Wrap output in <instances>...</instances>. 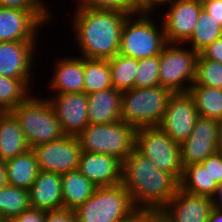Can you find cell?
<instances>
[{
	"instance_id": "28",
	"label": "cell",
	"mask_w": 222,
	"mask_h": 222,
	"mask_svg": "<svg viewBox=\"0 0 222 222\" xmlns=\"http://www.w3.org/2000/svg\"><path fill=\"white\" fill-rule=\"evenodd\" d=\"M33 85L32 79H14L0 75V112H10L26 100Z\"/></svg>"
},
{
	"instance_id": "35",
	"label": "cell",
	"mask_w": 222,
	"mask_h": 222,
	"mask_svg": "<svg viewBox=\"0 0 222 222\" xmlns=\"http://www.w3.org/2000/svg\"><path fill=\"white\" fill-rule=\"evenodd\" d=\"M43 0H0V7L15 10H50Z\"/></svg>"
},
{
	"instance_id": "48",
	"label": "cell",
	"mask_w": 222,
	"mask_h": 222,
	"mask_svg": "<svg viewBox=\"0 0 222 222\" xmlns=\"http://www.w3.org/2000/svg\"><path fill=\"white\" fill-rule=\"evenodd\" d=\"M0 222H10V221L0 218Z\"/></svg>"
},
{
	"instance_id": "47",
	"label": "cell",
	"mask_w": 222,
	"mask_h": 222,
	"mask_svg": "<svg viewBox=\"0 0 222 222\" xmlns=\"http://www.w3.org/2000/svg\"><path fill=\"white\" fill-rule=\"evenodd\" d=\"M119 222H138V209L126 219Z\"/></svg>"
},
{
	"instance_id": "36",
	"label": "cell",
	"mask_w": 222,
	"mask_h": 222,
	"mask_svg": "<svg viewBox=\"0 0 222 222\" xmlns=\"http://www.w3.org/2000/svg\"><path fill=\"white\" fill-rule=\"evenodd\" d=\"M201 164L208 169L211 178L219 185L222 184V152L218 151L210 155Z\"/></svg>"
},
{
	"instance_id": "25",
	"label": "cell",
	"mask_w": 222,
	"mask_h": 222,
	"mask_svg": "<svg viewBox=\"0 0 222 222\" xmlns=\"http://www.w3.org/2000/svg\"><path fill=\"white\" fill-rule=\"evenodd\" d=\"M180 188L188 193L213 199L218 184L211 178L208 169L201 163H193L183 168Z\"/></svg>"
},
{
	"instance_id": "10",
	"label": "cell",
	"mask_w": 222,
	"mask_h": 222,
	"mask_svg": "<svg viewBox=\"0 0 222 222\" xmlns=\"http://www.w3.org/2000/svg\"><path fill=\"white\" fill-rule=\"evenodd\" d=\"M51 13L50 10H15L0 7V42L38 41L39 30L54 18Z\"/></svg>"
},
{
	"instance_id": "21",
	"label": "cell",
	"mask_w": 222,
	"mask_h": 222,
	"mask_svg": "<svg viewBox=\"0 0 222 222\" xmlns=\"http://www.w3.org/2000/svg\"><path fill=\"white\" fill-rule=\"evenodd\" d=\"M89 124H110L121 119L122 92L114 87L87 94Z\"/></svg>"
},
{
	"instance_id": "15",
	"label": "cell",
	"mask_w": 222,
	"mask_h": 222,
	"mask_svg": "<svg viewBox=\"0 0 222 222\" xmlns=\"http://www.w3.org/2000/svg\"><path fill=\"white\" fill-rule=\"evenodd\" d=\"M48 97L63 134L77 137L89 124L87 94L62 93Z\"/></svg>"
},
{
	"instance_id": "18",
	"label": "cell",
	"mask_w": 222,
	"mask_h": 222,
	"mask_svg": "<svg viewBox=\"0 0 222 222\" xmlns=\"http://www.w3.org/2000/svg\"><path fill=\"white\" fill-rule=\"evenodd\" d=\"M78 170L97 187L122 181V161L105 154L81 151Z\"/></svg>"
},
{
	"instance_id": "17",
	"label": "cell",
	"mask_w": 222,
	"mask_h": 222,
	"mask_svg": "<svg viewBox=\"0 0 222 222\" xmlns=\"http://www.w3.org/2000/svg\"><path fill=\"white\" fill-rule=\"evenodd\" d=\"M36 42H0V75L14 79H32Z\"/></svg>"
},
{
	"instance_id": "33",
	"label": "cell",
	"mask_w": 222,
	"mask_h": 222,
	"mask_svg": "<svg viewBox=\"0 0 222 222\" xmlns=\"http://www.w3.org/2000/svg\"><path fill=\"white\" fill-rule=\"evenodd\" d=\"M138 64L134 87L148 88L160 86V55L140 59L138 60Z\"/></svg>"
},
{
	"instance_id": "37",
	"label": "cell",
	"mask_w": 222,
	"mask_h": 222,
	"mask_svg": "<svg viewBox=\"0 0 222 222\" xmlns=\"http://www.w3.org/2000/svg\"><path fill=\"white\" fill-rule=\"evenodd\" d=\"M46 212L38 208L29 207L24 210L19 216L13 218L10 222H44Z\"/></svg>"
},
{
	"instance_id": "31",
	"label": "cell",
	"mask_w": 222,
	"mask_h": 222,
	"mask_svg": "<svg viewBox=\"0 0 222 222\" xmlns=\"http://www.w3.org/2000/svg\"><path fill=\"white\" fill-rule=\"evenodd\" d=\"M111 87L108 60L84 58V92L91 94Z\"/></svg>"
},
{
	"instance_id": "43",
	"label": "cell",
	"mask_w": 222,
	"mask_h": 222,
	"mask_svg": "<svg viewBox=\"0 0 222 222\" xmlns=\"http://www.w3.org/2000/svg\"><path fill=\"white\" fill-rule=\"evenodd\" d=\"M207 222H222V209L214 207Z\"/></svg>"
},
{
	"instance_id": "14",
	"label": "cell",
	"mask_w": 222,
	"mask_h": 222,
	"mask_svg": "<svg viewBox=\"0 0 222 222\" xmlns=\"http://www.w3.org/2000/svg\"><path fill=\"white\" fill-rule=\"evenodd\" d=\"M218 120L198 117L190 136L180 144L183 168L218 152Z\"/></svg>"
},
{
	"instance_id": "23",
	"label": "cell",
	"mask_w": 222,
	"mask_h": 222,
	"mask_svg": "<svg viewBox=\"0 0 222 222\" xmlns=\"http://www.w3.org/2000/svg\"><path fill=\"white\" fill-rule=\"evenodd\" d=\"M61 186L63 207L73 211L89 199L97 188L78 169L62 174Z\"/></svg>"
},
{
	"instance_id": "13",
	"label": "cell",
	"mask_w": 222,
	"mask_h": 222,
	"mask_svg": "<svg viewBox=\"0 0 222 222\" xmlns=\"http://www.w3.org/2000/svg\"><path fill=\"white\" fill-rule=\"evenodd\" d=\"M170 5V6H169ZM162 24L167 43L184 44L192 35L203 8L201 0H175L166 5Z\"/></svg>"
},
{
	"instance_id": "8",
	"label": "cell",
	"mask_w": 222,
	"mask_h": 222,
	"mask_svg": "<svg viewBox=\"0 0 222 222\" xmlns=\"http://www.w3.org/2000/svg\"><path fill=\"white\" fill-rule=\"evenodd\" d=\"M135 149L151 160L160 170L173 175L179 182L183 176L180 144L159 126L136 129Z\"/></svg>"
},
{
	"instance_id": "34",
	"label": "cell",
	"mask_w": 222,
	"mask_h": 222,
	"mask_svg": "<svg viewBox=\"0 0 222 222\" xmlns=\"http://www.w3.org/2000/svg\"><path fill=\"white\" fill-rule=\"evenodd\" d=\"M79 1V2H78ZM76 0L77 7L118 10L128 15L139 13L138 0Z\"/></svg>"
},
{
	"instance_id": "27",
	"label": "cell",
	"mask_w": 222,
	"mask_h": 222,
	"mask_svg": "<svg viewBox=\"0 0 222 222\" xmlns=\"http://www.w3.org/2000/svg\"><path fill=\"white\" fill-rule=\"evenodd\" d=\"M220 37H222V26L202 8L194 31L184 46L187 47V43L194 51L200 53Z\"/></svg>"
},
{
	"instance_id": "3",
	"label": "cell",
	"mask_w": 222,
	"mask_h": 222,
	"mask_svg": "<svg viewBox=\"0 0 222 222\" xmlns=\"http://www.w3.org/2000/svg\"><path fill=\"white\" fill-rule=\"evenodd\" d=\"M32 95L10 111L23 130L30 149L64 136L48 98Z\"/></svg>"
},
{
	"instance_id": "6",
	"label": "cell",
	"mask_w": 222,
	"mask_h": 222,
	"mask_svg": "<svg viewBox=\"0 0 222 222\" xmlns=\"http://www.w3.org/2000/svg\"><path fill=\"white\" fill-rule=\"evenodd\" d=\"M136 128L120 120L110 124H88L77 136L83 152L116 157L122 162L135 149Z\"/></svg>"
},
{
	"instance_id": "5",
	"label": "cell",
	"mask_w": 222,
	"mask_h": 222,
	"mask_svg": "<svg viewBox=\"0 0 222 222\" xmlns=\"http://www.w3.org/2000/svg\"><path fill=\"white\" fill-rule=\"evenodd\" d=\"M152 17L153 13L139 12L126 18L119 54L138 60L161 54L167 44L165 32L162 21L157 25Z\"/></svg>"
},
{
	"instance_id": "40",
	"label": "cell",
	"mask_w": 222,
	"mask_h": 222,
	"mask_svg": "<svg viewBox=\"0 0 222 222\" xmlns=\"http://www.w3.org/2000/svg\"><path fill=\"white\" fill-rule=\"evenodd\" d=\"M203 9L222 26V0H201Z\"/></svg>"
},
{
	"instance_id": "42",
	"label": "cell",
	"mask_w": 222,
	"mask_h": 222,
	"mask_svg": "<svg viewBox=\"0 0 222 222\" xmlns=\"http://www.w3.org/2000/svg\"><path fill=\"white\" fill-rule=\"evenodd\" d=\"M175 0H138L139 11L143 13H154L153 11L157 7H164L166 4H170Z\"/></svg>"
},
{
	"instance_id": "22",
	"label": "cell",
	"mask_w": 222,
	"mask_h": 222,
	"mask_svg": "<svg viewBox=\"0 0 222 222\" xmlns=\"http://www.w3.org/2000/svg\"><path fill=\"white\" fill-rule=\"evenodd\" d=\"M23 130L10 112H0V160L7 161L29 150Z\"/></svg>"
},
{
	"instance_id": "24",
	"label": "cell",
	"mask_w": 222,
	"mask_h": 222,
	"mask_svg": "<svg viewBox=\"0 0 222 222\" xmlns=\"http://www.w3.org/2000/svg\"><path fill=\"white\" fill-rule=\"evenodd\" d=\"M5 169L8 185L26 190L32 187L39 172L36 156L32 149L5 161Z\"/></svg>"
},
{
	"instance_id": "41",
	"label": "cell",
	"mask_w": 222,
	"mask_h": 222,
	"mask_svg": "<svg viewBox=\"0 0 222 222\" xmlns=\"http://www.w3.org/2000/svg\"><path fill=\"white\" fill-rule=\"evenodd\" d=\"M138 222H169V220L161 211L138 209Z\"/></svg>"
},
{
	"instance_id": "38",
	"label": "cell",
	"mask_w": 222,
	"mask_h": 222,
	"mask_svg": "<svg viewBox=\"0 0 222 222\" xmlns=\"http://www.w3.org/2000/svg\"><path fill=\"white\" fill-rule=\"evenodd\" d=\"M44 222H77L75 212L68 209L47 211Z\"/></svg>"
},
{
	"instance_id": "7",
	"label": "cell",
	"mask_w": 222,
	"mask_h": 222,
	"mask_svg": "<svg viewBox=\"0 0 222 222\" xmlns=\"http://www.w3.org/2000/svg\"><path fill=\"white\" fill-rule=\"evenodd\" d=\"M136 210L128 191L120 183L97 187L74 212L77 222H119Z\"/></svg>"
},
{
	"instance_id": "1",
	"label": "cell",
	"mask_w": 222,
	"mask_h": 222,
	"mask_svg": "<svg viewBox=\"0 0 222 222\" xmlns=\"http://www.w3.org/2000/svg\"><path fill=\"white\" fill-rule=\"evenodd\" d=\"M72 28L79 55L108 60L119 54L121 34L128 14L118 10L76 7Z\"/></svg>"
},
{
	"instance_id": "39",
	"label": "cell",
	"mask_w": 222,
	"mask_h": 222,
	"mask_svg": "<svg viewBox=\"0 0 222 222\" xmlns=\"http://www.w3.org/2000/svg\"><path fill=\"white\" fill-rule=\"evenodd\" d=\"M200 54L205 59H210L222 63V37L215 40L212 44L204 48Z\"/></svg>"
},
{
	"instance_id": "16",
	"label": "cell",
	"mask_w": 222,
	"mask_h": 222,
	"mask_svg": "<svg viewBox=\"0 0 222 222\" xmlns=\"http://www.w3.org/2000/svg\"><path fill=\"white\" fill-rule=\"evenodd\" d=\"M214 207L213 199L188 193L179 187L161 212L169 222H207Z\"/></svg>"
},
{
	"instance_id": "44",
	"label": "cell",
	"mask_w": 222,
	"mask_h": 222,
	"mask_svg": "<svg viewBox=\"0 0 222 222\" xmlns=\"http://www.w3.org/2000/svg\"><path fill=\"white\" fill-rule=\"evenodd\" d=\"M8 184L5 162L0 160V189Z\"/></svg>"
},
{
	"instance_id": "30",
	"label": "cell",
	"mask_w": 222,
	"mask_h": 222,
	"mask_svg": "<svg viewBox=\"0 0 222 222\" xmlns=\"http://www.w3.org/2000/svg\"><path fill=\"white\" fill-rule=\"evenodd\" d=\"M29 207V190L8 184L0 189V218L11 221Z\"/></svg>"
},
{
	"instance_id": "9",
	"label": "cell",
	"mask_w": 222,
	"mask_h": 222,
	"mask_svg": "<svg viewBox=\"0 0 222 222\" xmlns=\"http://www.w3.org/2000/svg\"><path fill=\"white\" fill-rule=\"evenodd\" d=\"M184 44L167 43L160 54V86L173 93H186L194 83L199 53ZM187 84V85H186Z\"/></svg>"
},
{
	"instance_id": "46",
	"label": "cell",
	"mask_w": 222,
	"mask_h": 222,
	"mask_svg": "<svg viewBox=\"0 0 222 222\" xmlns=\"http://www.w3.org/2000/svg\"><path fill=\"white\" fill-rule=\"evenodd\" d=\"M218 150L222 152V117L218 120Z\"/></svg>"
},
{
	"instance_id": "12",
	"label": "cell",
	"mask_w": 222,
	"mask_h": 222,
	"mask_svg": "<svg viewBox=\"0 0 222 222\" xmlns=\"http://www.w3.org/2000/svg\"><path fill=\"white\" fill-rule=\"evenodd\" d=\"M198 117L195 102L188 92L173 93L159 127L181 144L190 136Z\"/></svg>"
},
{
	"instance_id": "45",
	"label": "cell",
	"mask_w": 222,
	"mask_h": 222,
	"mask_svg": "<svg viewBox=\"0 0 222 222\" xmlns=\"http://www.w3.org/2000/svg\"><path fill=\"white\" fill-rule=\"evenodd\" d=\"M214 206L222 209V184L218 186L216 195L213 198Z\"/></svg>"
},
{
	"instance_id": "26",
	"label": "cell",
	"mask_w": 222,
	"mask_h": 222,
	"mask_svg": "<svg viewBox=\"0 0 222 222\" xmlns=\"http://www.w3.org/2000/svg\"><path fill=\"white\" fill-rule=\"evenodd\" d=\"M188 93L192 96L200 117L214 120L222 117V89L191 86Z\"/></svg>"
},
{
	"instance_id": "19",
	"label": "cell",
	"mask_w": 222,
	"mask_h": 222,
	"mask_svg": "<svg viewBox=\"0 0 222 222\" xmlns=\"http://www.w3.org/2000/svg\"><path fill=\"white\" fill-rule=\"evenodd\" d=\"M30 207L44 211L64 209L61 175L39 171L35 182L29 189Z\"/></svg>"
},
{
	"instance_id": "32",
	"label": "cell",
	"mask_w": 222,
	"mask_h": 222,
	"mask_svg": "<svg viewBox=\"0 0 222 222\" xmlns=\"http://www.w3.org/2000/svg\"><path fill=\"white\" fill-rule=\"evenodd\" d=\"M192 86L222 89V63L205 59L199 53L196 63V75Z\"/></svg>"
},
{
	"instance_id": "2",
	"label": "cell",
	"mask_w": 222,
	"mask_h": 222,
	"mask_svg": "<svg viewBox=\"0 0 222 222\" xmlns=\"http://www.w3.org/2000/svg\"><path fill=\"white\" fill-rule=\"evenodd\" d=\"M121 183L134 206L145 211H161L180 187L173 175L160 170L136 149L122 162Z\"/></svg>"
},
{
	"instance_id": "11",
	"label": "cell",
	"mask_w": 222,
	"mask_h": 222,
	"mask_svg": "<svg viewBox=\"0 0 222 222\" xmlns=\"http://www.w3.org/2000/svg\"><path fill=\"white\" fill-rule=\"evenodd\" d=\"M39 171L65 174L79 167L81 146L76 136L64 135L61 139L32 148Z\"/></svg>"
},
{
	"instance_id": "20",
	"label": "cell",
	"mask_w": 222,
	"mask_h": 222,
	"mask_svg": "<svg viewBox=\"0 0 222 222\" xmlns=\"http://www.w3.org/2000/svg\"><path fill=\"white\" fill-rule=\"evenodd\" d=\"M50 88L55 94L84 92V57L57 59Z\"/></svg>"
},
{
	"instance_id": "4",
	"label": "cell",
	"mask_w": 222,
	"mask_h": 222,
	"mask_svg": "<svg viewBox=\"0 0 222 222\" xmlns=\"http://www.w3.org/2000/svg\"><path fill=\"white\" fill-rule=\"evenodd\" d=\"M173 92L162 86L122 92L121 119L136 129L159 126Z\"/></svg>"
},
{
	"instance_id": "29",
	"label": "cell",
	"mask_w": 222,
	"mask_h": 222,
	"mask_svg": "<svg viewBox=\"0 0 222 222\" xmlns=\"http://www.w3.org/2000/svg\"><path fill=\"white\" fill-rule=\"evenodd\" d=\"M111 83L118 91H126L134 88L135 74L139 66L138 59L117 54L108 59Z\"/></svg>"
}]
</instances>
